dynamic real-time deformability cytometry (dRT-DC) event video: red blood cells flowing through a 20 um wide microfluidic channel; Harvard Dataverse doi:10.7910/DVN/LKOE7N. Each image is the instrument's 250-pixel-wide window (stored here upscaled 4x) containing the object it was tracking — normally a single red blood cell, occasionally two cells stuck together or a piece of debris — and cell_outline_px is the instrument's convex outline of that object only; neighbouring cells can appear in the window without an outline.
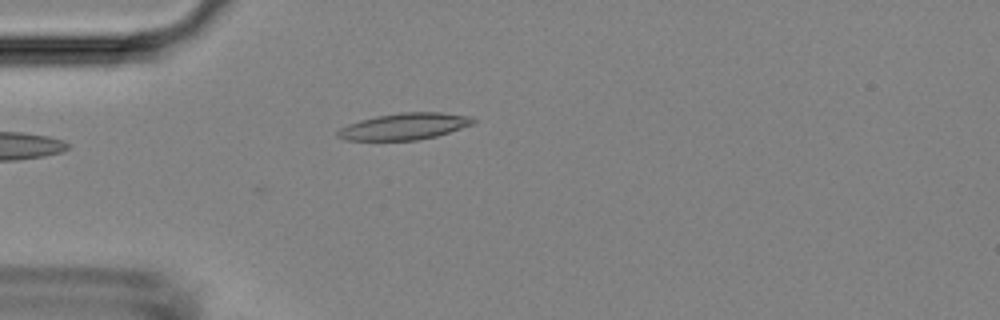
{"species": "Egyptian fruit bat (a non-hibernating species)", "species_latin": "Rousettus aegyptiacus", "temperature_condition": "room temperature", "stored_images_in_passage": 5, "camera_frame_rate_fps": 3000, "um_per_image_px": 0.085, "animal": {"sex": "female"}, "frame": {"image": 1, "passage_image": 5, "time_ms": 4.667, "image_size_px": [1000, 320], "cell_outline_px": [[476, 120], [472, 124], [436, 136], [416, 140], [344, 140], [336, 136], [336, 132], [340, 128], [348, 124], [360, 120], [376, 116], [400, 112], [440, 112], [468, 116]], "centroid_in_image_um": [34.32, 10.74], "position_along_channel_um": 50.7, "area_um2": 20.81}}